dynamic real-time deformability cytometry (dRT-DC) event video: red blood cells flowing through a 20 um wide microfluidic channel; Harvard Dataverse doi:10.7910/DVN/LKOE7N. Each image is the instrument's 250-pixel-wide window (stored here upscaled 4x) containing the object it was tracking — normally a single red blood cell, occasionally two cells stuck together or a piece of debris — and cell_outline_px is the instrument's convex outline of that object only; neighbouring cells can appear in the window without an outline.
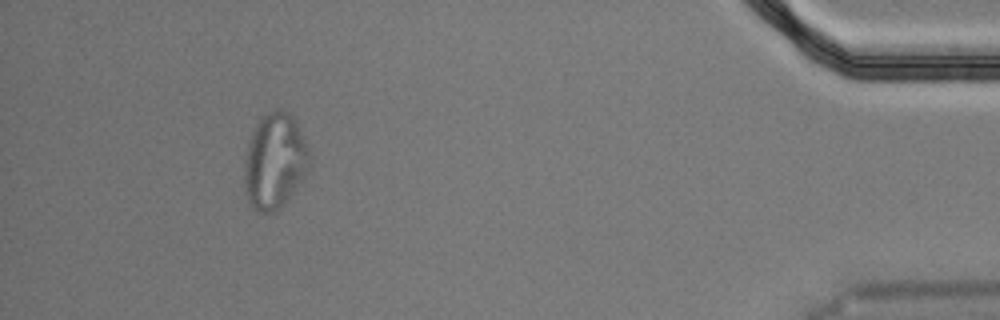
{"species": "Egyptian fruit bat (a non-hibernating species)", "species_latin": "Rousettus aegyptiacus", "temperature_condition": "cold", "stored_images_in_passage": 55, "segment_of_instrument_passage": [2, 2], "camera_frame_rate_fps": 3000, "um_per_image_px": 0.085, "animal": {"sex": "male"}, "frame": {"image": 1, "passage_image": 51, "time_ms": 16.667, "image_size_px": [1000, 320], "cell_outline_px": [[308, 172], [284, 204], [280, 208], [272, 212], [256, 212], [252, 208], [244, 192], [244, 160], [248, 144], [252, 132], [260, 116], [276, 108], [280, 108], [288, 112], [292, 116], [308, 148]], "centroid_in_image_um": [23.31, 13.71], "position_along_channel_um": 411.9, "area_um2": 36.3}}